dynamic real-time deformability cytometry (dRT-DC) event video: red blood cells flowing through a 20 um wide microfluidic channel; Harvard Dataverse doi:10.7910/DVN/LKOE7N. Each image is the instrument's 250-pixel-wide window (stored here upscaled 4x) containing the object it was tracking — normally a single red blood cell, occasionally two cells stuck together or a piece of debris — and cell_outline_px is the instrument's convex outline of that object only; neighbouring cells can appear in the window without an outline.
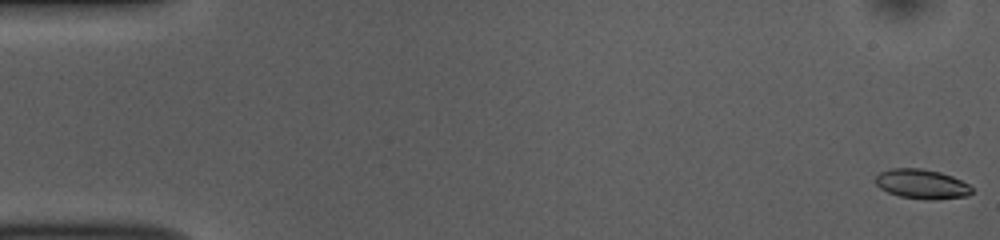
{"species": "common noctule bat (a hibernating species)", "species_latin": "Nyctalus noctula", "temperature_condition": "room temperature", "stored_images_in_passage": 53, "camera_frame_rate_fps": 3000, "um_per_image_px": 0.085, "animal": {"sex": "female", "body_mass_g": 10.0, "forearm_length_mm": 53.1}, "frame": {"image": 1, "passage_image": 1, "time_ms": 0.0, "image_size_px": [1000, 240], "cell_outline_px": [[972, 192], [968, 196], [932, 200], [924, 200], [900, 196], [888, 192], [880, 188], [876, 184], [876, 176], [880, 172], [892, 168], [924, 168], [940, 172], [952, 176], [968, 184], [972, 188]], "centroid_in_image_um": [78.36, 15.64], "position_along_channel_um": 6.6, "area_um2": 16.65}}
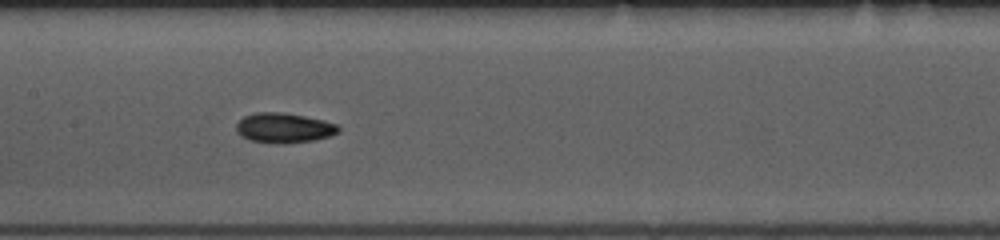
{"frame": {"image": 2, "passage_image": 26, "time_ms": 8.333, "image_size_px": [1000, 240], "cell_outline_px": [[340, 132], [316, 140], [284, 144], [248, 140], [240, 136], [236, 132], [236, 124], [244, 116], [256, 112], [280, 112], [304, 116], [324, 120], [336, 124], [340, 128]], "centroid_in_image_um": [24.12, 10.88], "position_along_channel_um": 183.3, "area_um2": 17.92}}
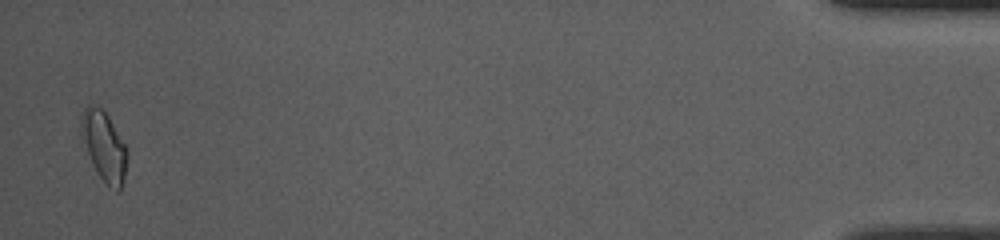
{"frame": {"image": 3, "passage_image": 52, "time_ms": 17.0, "image_size_px": [1000, 240], "cell_outline_px": [[128, 156], [124, 180], [120, 188], [116, 192], [96, 172], [80, 132], [80, 116], [84, 108], [88, 104], [100, 108], [108, 116], [128, 148]], "centroid_in_image_um": [8.86, 12.41], "position_along_channel_um": 426.3, "area_um2": 18.5}, "authors_computed_cell_mechanics": {"area_um2": 16.9354, "velocity_mm_per_s": 3.814, "shape_relaxation_time_tau1_ms": 3.6309, "shape_relaxation_time_tau2_ms": 3.3977, "deformation_change_tau1": 0.0921, "deformation_change_tau2": 0.0732}}